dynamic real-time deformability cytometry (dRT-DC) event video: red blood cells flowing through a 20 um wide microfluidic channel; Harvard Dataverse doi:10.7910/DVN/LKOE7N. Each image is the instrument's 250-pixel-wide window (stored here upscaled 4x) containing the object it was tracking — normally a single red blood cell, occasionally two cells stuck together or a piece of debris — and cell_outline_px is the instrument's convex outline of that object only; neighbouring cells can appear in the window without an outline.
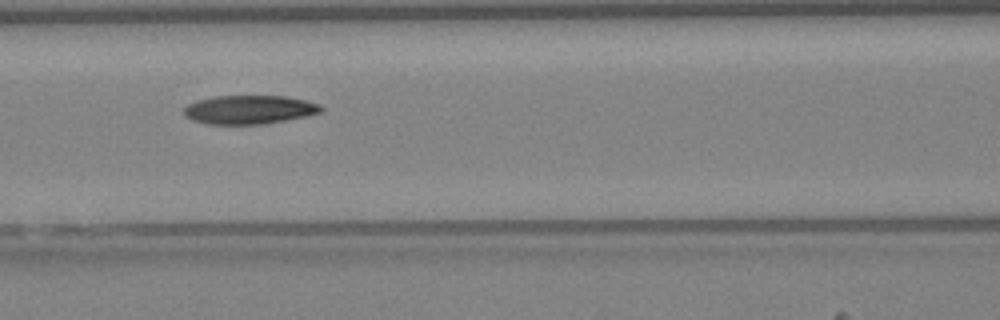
{"species": "Egyptian fruit bat (a non-hibernating species)", "species_latin": "Rousettus aegyptiacus", "temperature_condition": "warm", "stored_images_in_passage": 40, "camera_frame_rate_fps": 3000, "um_per_image_px": 0.085, "animal": {"sex": "female"}, "frame": {"image": 1, "passage_image": 18, "time_ms": 5.667, "image_size_px": [1000, 320], "cell_outline_px": [[324, 108], [320, 112], [308, 116], [264, 124], [208, 124], [192, 120], [184, 112], [184, 108], [188, 104], [196, 100], [216, 96], [284, 96], [304, 100], [320, 104]], "centroid_in_image_um": [21.21, 9.32], "position_along_channel_um": 145.4, "area_um2": 22.89}}